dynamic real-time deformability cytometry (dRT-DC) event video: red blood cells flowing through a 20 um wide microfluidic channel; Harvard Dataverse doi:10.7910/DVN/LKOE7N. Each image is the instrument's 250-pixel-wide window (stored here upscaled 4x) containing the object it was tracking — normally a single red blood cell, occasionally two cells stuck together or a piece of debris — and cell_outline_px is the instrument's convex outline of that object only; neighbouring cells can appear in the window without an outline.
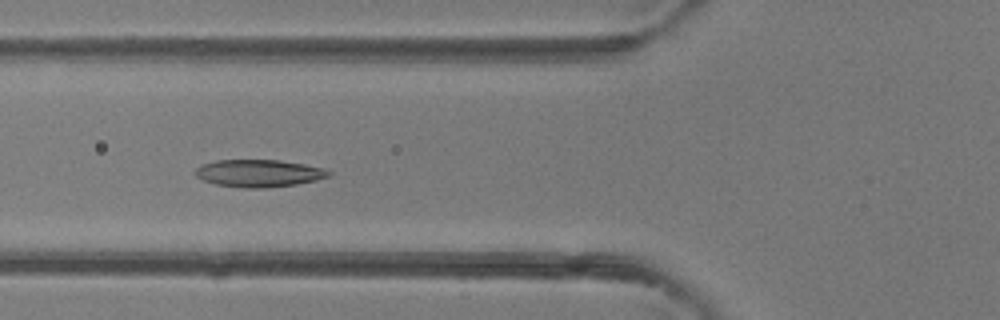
{"species": "common noctule bat (a hibernating species)", "species_latin": "Nyctalus noctula", "temperature_condition": "room temperature", "stored_images_in_passage": 5, "camera_frame_rate_fps": 3000, "um_per_image_px": 0.085, "animal": {"sex": "female"}, "frame": {"image": 1, "passage_image": 5, "time_ms": 4.333, "image_size_px": [1000, 320], "cell_outline_px": [[332, 176], [316, 180], [296, 184], [264, 188], [244, 188], [216, 184], [204, 180], [196, 176], [192, 172], [200, 164], [216, 160], [280, 160], [304, 164], [324, 168], [332, 172]], "centroid_in_image_um": [22.0, 14.72], "position_along_channel_um": 103.8, "area_um2": 21.44}}